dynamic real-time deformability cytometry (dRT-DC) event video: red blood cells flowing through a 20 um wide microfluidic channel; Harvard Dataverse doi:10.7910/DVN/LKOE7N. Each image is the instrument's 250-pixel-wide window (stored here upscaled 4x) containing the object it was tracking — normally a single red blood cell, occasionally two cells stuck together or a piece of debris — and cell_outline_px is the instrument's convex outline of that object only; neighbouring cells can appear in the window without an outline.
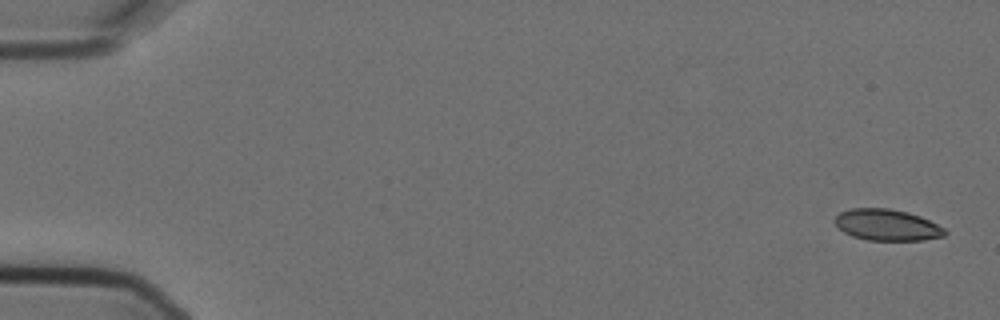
{"species": "Egyptian fruit bat (a non-hibernating species)", "species_latin": "Rousettus aegyptiacus", "temperature_condition": "cold", "stored_images_in_passage": 5, "camera_frame_rate_fps": 3000, "um_per_image_px": 0.085, "animal": {"sex": "female"}, "frame": {"image": 1, "passage_image": 1, "time_ms": 0.0, "image_size_px": [1000, 320], "cell_outline_px": [[948, 232], [944, 236], [924, 240], [868, 240], [852, 236], [844, 232], [832, 220], [840, 212], [848, 208], [888, 208], [908, 212], [920, 216], [944, 228]], "centroid_in_image_um": [75.38, 19.11], "position_along_channel_um": 9.6, "area_um2": 20.11}}
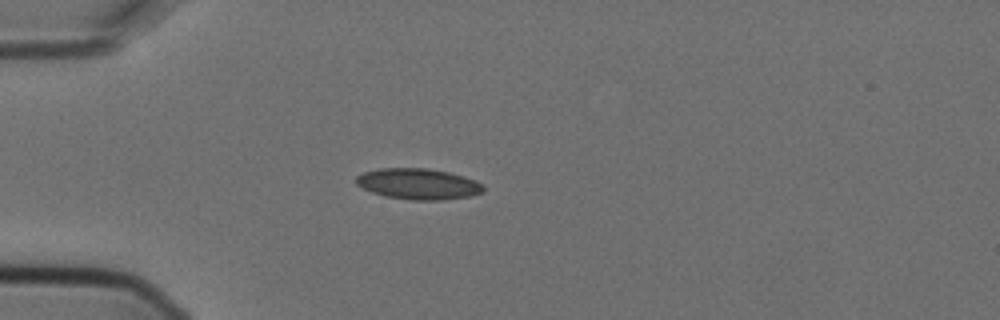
{"frame": {"image": 2, "passage_image": 5, "time_ms": 1.333, "image_size_px": [1000, 320], "cell_outline_px": [[484, 192], [472, 196], [444, 200], [412, 200], [384, 196], [372, 192], [356, 184], [356, 176], [364, 172], [380, 168], [428, 168], [448, 172], [464, 176], [476, 180], [484, 188]], "centroid_in_image_um": [35.57, 15.64], "position_along_channel_um": 49.4, "area_um2": 23.0}}